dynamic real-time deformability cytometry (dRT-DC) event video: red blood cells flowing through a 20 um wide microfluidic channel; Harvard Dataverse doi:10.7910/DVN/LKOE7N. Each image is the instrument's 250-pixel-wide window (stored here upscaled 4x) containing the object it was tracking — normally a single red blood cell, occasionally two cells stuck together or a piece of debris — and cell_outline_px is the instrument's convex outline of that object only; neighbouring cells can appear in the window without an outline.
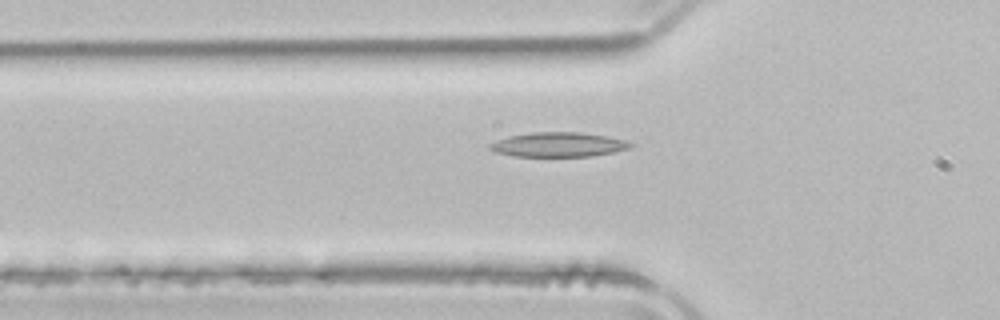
{"species": "common noctule bat (a hibernating species)", "species_latin": "Nyctalus noctula", "temperature_condition": "room temperature", "stored_images_in_passage": 30, "camera_frame_rate_fps": 3000, "um_per_image_px": 0.085, "animal": {"sex": "male", "body_mass_g": 21.5, "forearm_length_mm": 52.0}, "frame": {"image": 1, "passage_image": 8, "time_ms": 2.333, "image_size_px": [1000, 320], "cell_outline_px": [[632, 144], [628, 148], [612, 152], [592, 156], [516, 156], [496, 152], [488, 148], [488, 144], [496, 140], [508, 136], [532, 132], [576, 132], [604, 136], [624, 140]], "centroid_in_image_um": [47.38, 12.29], "position_along_channel_um": 78.4, "area_um2": 19.77}}
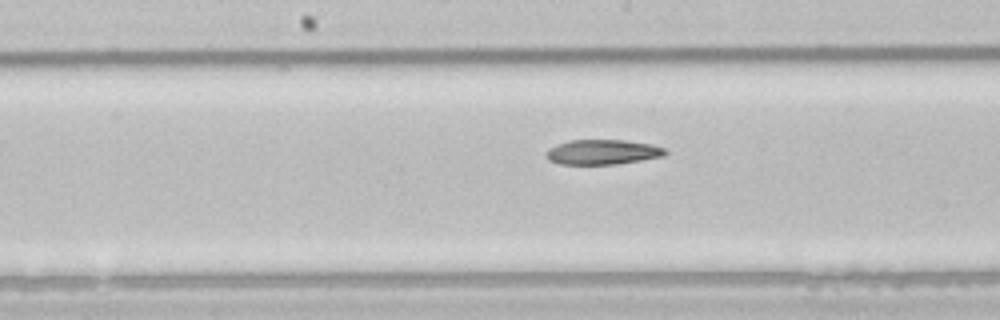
{"frame": {"image": 2, "passage_image": 17, "time_ms": 5.333, "image_size_px": [1000, 320], "cell_outline_px": [[668, 152], [664, 156], [616, 164], [560, 164], [548, 160], [544, 152], [548, 148], [556, 144], [572, 140], [624, 140], [652, 144], [664, 148]], "centroid_in_image_um": [51.19, 12.92], "position_along_channel_um": 197.0, "area_um2": 17.34}}
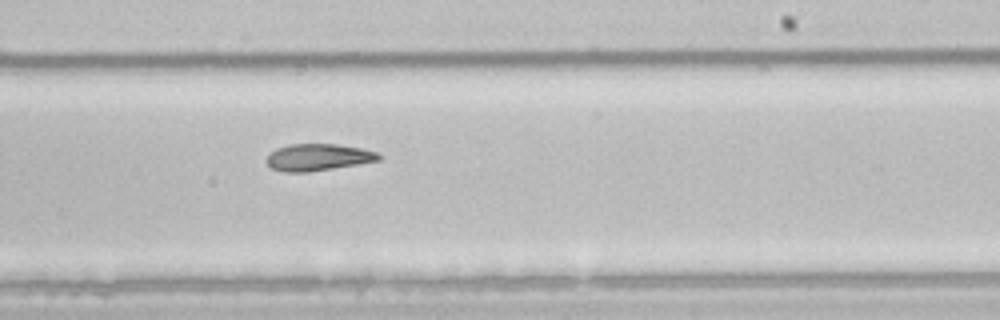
{"frame": {"image": 3, "passage_image": 22, "time_ms": 7.0, "image_size_px": [1000, 320], "cell_outline_px": [[380, 160], [308, 172], [284, 172], [272, 168], [264, 160], [276, 148], [288, 144], [340, 144], [360, 148], [376, 152], [380, 156]], "centroid_in_image_um": [26.99, 13.36], "position_along_channel_um": 262.0, "area_um2": 17.4}}